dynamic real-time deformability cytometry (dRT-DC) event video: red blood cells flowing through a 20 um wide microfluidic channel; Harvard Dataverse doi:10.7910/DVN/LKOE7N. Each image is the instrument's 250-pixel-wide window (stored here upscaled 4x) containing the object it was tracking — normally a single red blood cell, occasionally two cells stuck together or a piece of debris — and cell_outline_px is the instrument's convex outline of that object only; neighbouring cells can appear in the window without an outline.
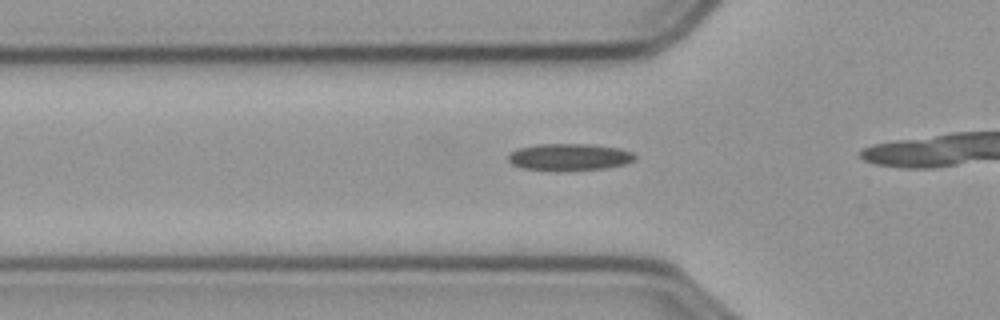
{"species": "common noctule bat (a hibernating species)", "species_latin": "Nyctalus noctula", "temperature_condition": "cold", "stored_images_in_passage": 8, "camera_frame_rate_fps": 3000, "um_per_image_px": 0.085, "animal": {"sex": "male", "body_mass_g": 23.1, "forearm_length_mm": 52.7}, "frame": {"image": 1, "passage_image": 3, "time_ms": 0.667, "image_size_px": [1000, 320], "cell_outline_px": [[636, 160], [624, 164], [608, 168], [524, 168], [512, 164], [508, 160], [508, 156], [512, 152], [520, 148], [536, 144], [588, 144], [620, 148], [632, 152], [636, 156]], "centroid_in_image_um": [48.46, 13.3], "position_along_channel_um": 77.3, "area_um2": 18.96}}
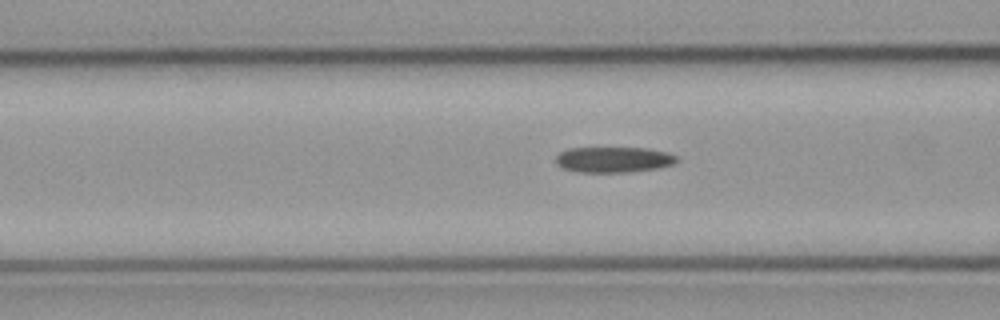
{"frame": {"image": 2, "passage_image": 6, "time_ms": 1.667, "image_size_px": [1000, 320], "cell_outline_px": [[680, 160], [676, 164], [656, 168], [628, 172], [580, 172], [564, 168], [556, 164], [556, 156], [560, 152], [568, 148], [648, 148], [668, 152], [676, 156]], "centroid_in_image_um": [52.19, 13.56], "position_along_channel_um": 114.4, "area_um2": 18.15}}